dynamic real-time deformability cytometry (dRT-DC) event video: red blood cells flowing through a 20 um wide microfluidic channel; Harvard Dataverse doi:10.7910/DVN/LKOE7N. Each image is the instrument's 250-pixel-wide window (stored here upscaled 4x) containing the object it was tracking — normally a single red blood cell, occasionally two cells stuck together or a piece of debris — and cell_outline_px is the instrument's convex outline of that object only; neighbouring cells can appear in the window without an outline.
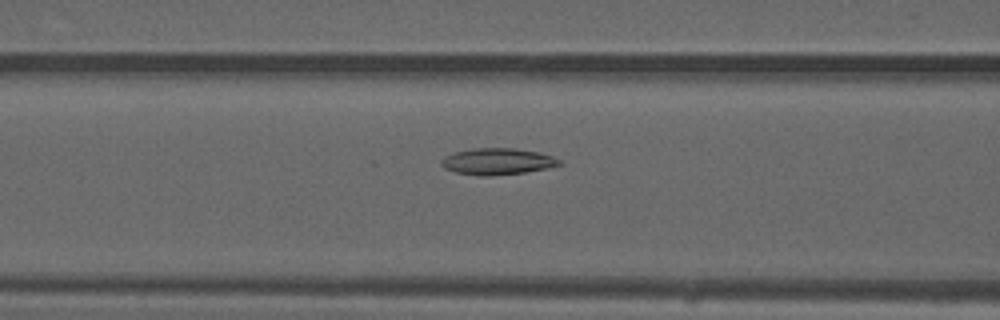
{"species": "common noctule bat (a hibernating species)", "species_latin": "Nyctalus noctula", "temperature_condition": "warm", "stored_images_in_passage": 44, "camera_frame_rate_fps": 3000, "um_per_image_px": 0.085, "animal": {"sex": "male", "forearm_length_mm": 52.5}, "frame": {"image": 1, "passage_image": 14, "time_ms": 4.333, "image_size_px": [1000, 320], "cell_outline_px": [[564, 164], [548, 168], [524, 172], [488, 176], [480, 176], [456, 172], [444, 168], [440, 164], [440, 160], [444, 156], [452, 152], [476, 148], [516, 148], [540, 152], [552, 156], [560, 160]], "centroid_in_image_um": [42.27, 13.71], "position_along_channel_um": 124.3, "area_um2": 18.38}}
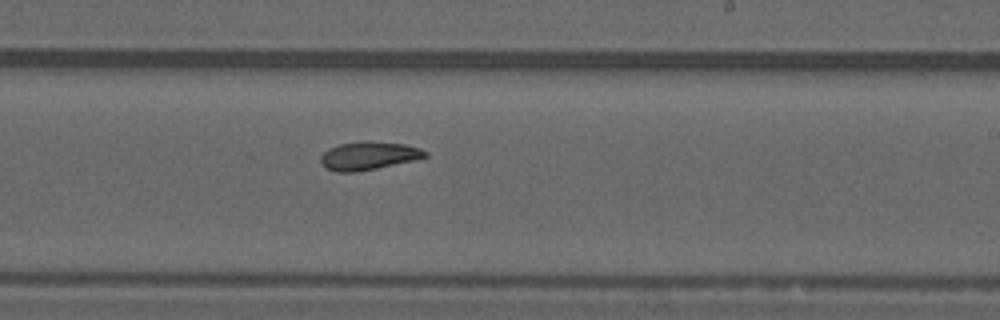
{"frame": {"image": 2, "passage_image": 24, "time_ms": 7.667, "image_size_px": [1000, 320], "cell_outline_px": [[428, 156], [412, 160], [376, 168], [356, 172], [336, 172], [324, 168], [320, 164], [320, 156], [328, 148], [340, 144], [404, 144], [420, 148], [428, 152]], "centroid_in_image_um": [31.26, 13.3], "position_along_channel_um": 257.7, "area_um2": 16.3}}
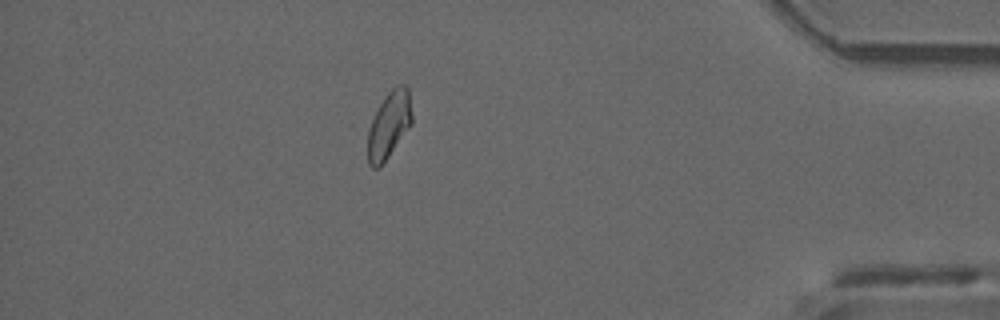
{"frame": {"image": 3, "passage_image": 38, "time_ms": 12.333, "image_size_px": [1000, 320], "cell_outline_px": [[412, 124], [380, 168], [372, 168], [368, 164], [368, 132], [372, 120], [380, 104], [388, 92], [396, 84], [404, 84], [408, 88], [412, 116]], "centroid_in_image_um": [33.07, 10.63], "position_along_channel_um": 402.1, "area_um2": 17.11}, "authors_computed_cell_mechanics": {"area_um2": 17.2822, "velocity_mm_per_s": 4.012, "shape_relaxation_time_tau1_ms": null, "shape_relaxation_time_tau2_ms": 2.2121, "deformation_change_tau1": null, "deformation_change_tau2": 0.0725}}